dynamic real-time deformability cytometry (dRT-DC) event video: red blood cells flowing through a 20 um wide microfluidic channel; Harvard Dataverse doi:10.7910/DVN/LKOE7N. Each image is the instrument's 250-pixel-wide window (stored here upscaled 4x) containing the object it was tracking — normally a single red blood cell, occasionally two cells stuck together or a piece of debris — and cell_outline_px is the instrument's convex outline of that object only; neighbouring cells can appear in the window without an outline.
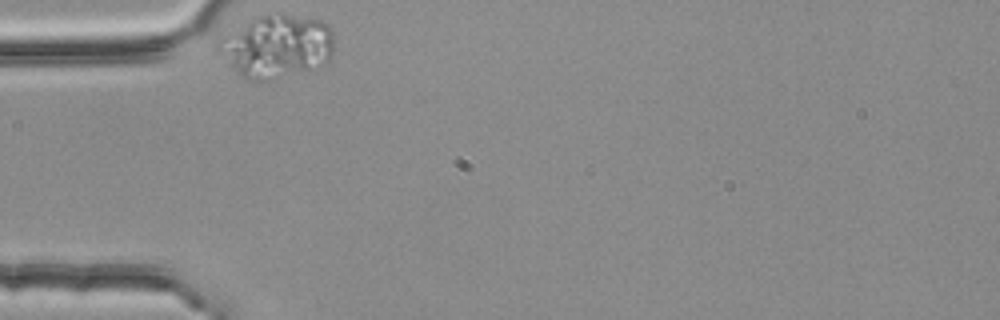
{"species": "common noctule bat (a hibernating species)", "species_latin": "Nyctalus noctula", "temperature_condition": "room temperature", "stored_images_in_passage": 2, "camera_frame_rate_fps": 3000, "um_per_image_px": 0.085, "animal": {"sex": "female", "body_mass_g": 25.1}, "frame": {"image": 1, "passage_image": 1, "time_ms": 0.0, "image_size_px": [1000, 320], "cell_outline_px": [[336, 36], [332, 52], [328, 64], [268, 80], [248, 80], [240, 76], [216, 48], [216, 40], [252, 20], [268, 12], [284, 12], [320, 20], [328, 24], [332, 28]], "centroid_in_image_um": [23.58, 3.9], "position_along_channel_um": 61.4, "area_um2": 42.83}}
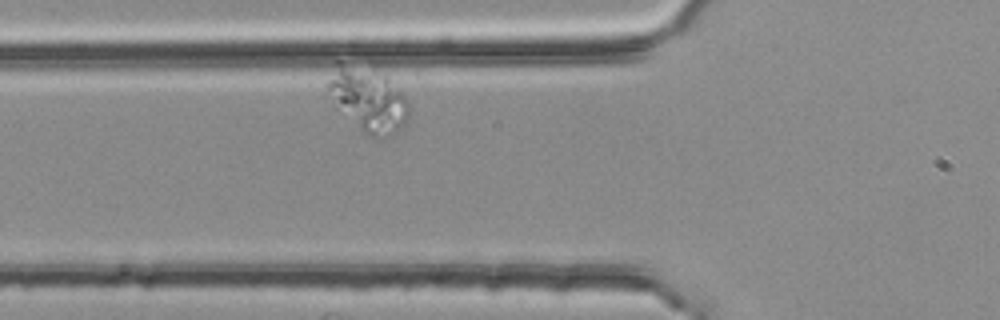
{"frame": {"image": 2, "passage_image": 2, "time_ms": 0.333, "image_size_px": [1000, 320], "cell_outline_px": [[408, 116], [404, 124], [396, 132], [376, 136], [368, 136], [336, 108], [324, 96], [324, 84], [336, 60], [340, 60], [388, 76], [404, 96], [408, 104]], "centroid_in_image_um": [31.14, 8.39], "position_along_channel_um": 94.7, "area_um2": 30.75}}